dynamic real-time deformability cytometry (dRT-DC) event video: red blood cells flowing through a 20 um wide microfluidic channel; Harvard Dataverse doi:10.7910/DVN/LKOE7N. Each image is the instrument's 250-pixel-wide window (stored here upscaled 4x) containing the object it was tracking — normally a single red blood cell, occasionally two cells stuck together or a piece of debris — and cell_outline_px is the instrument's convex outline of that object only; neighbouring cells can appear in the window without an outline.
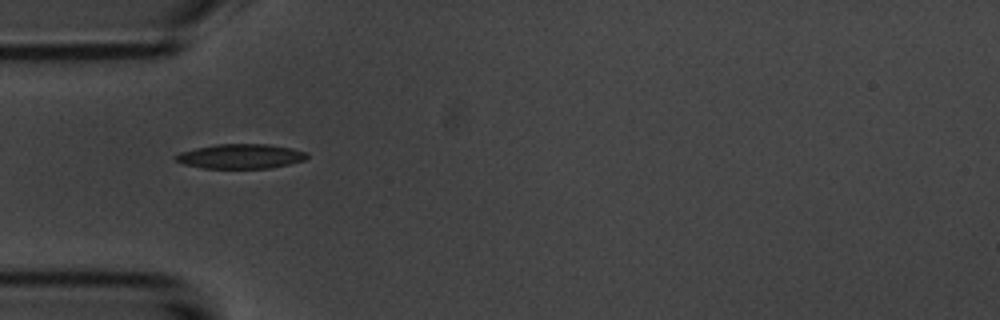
{"species": "common noctule bat (a hibernating species)", "species_latin": "Nyctalus noctula", "temperature_condition": "room temperature", "stored_images_in_passage": 3, "camera_frame_rate_fps": 3000, "um_per_image_px": 0.085, "animal": {"sex": "male", "body_mass_g": 20.1, "forearm_length_mm": 53.5}, "frame": {"image": 1, "passage_image": 2, "time_ms": 1.333, "image_size_px": [1000, 320], "cell_outline_px": [[308, 156], [304, 160], [288, 164], [268, 168], [204, 168], [184, 164], [176, 160], [172, 156], [180, 152], [196, 148], [216, 144], [268, 144], [292, 148], [308, 152]], "centroid_in_image_um": [20.45, 13.28], "position_along_channel_um": 64.6, "area_um2": 18.79}}